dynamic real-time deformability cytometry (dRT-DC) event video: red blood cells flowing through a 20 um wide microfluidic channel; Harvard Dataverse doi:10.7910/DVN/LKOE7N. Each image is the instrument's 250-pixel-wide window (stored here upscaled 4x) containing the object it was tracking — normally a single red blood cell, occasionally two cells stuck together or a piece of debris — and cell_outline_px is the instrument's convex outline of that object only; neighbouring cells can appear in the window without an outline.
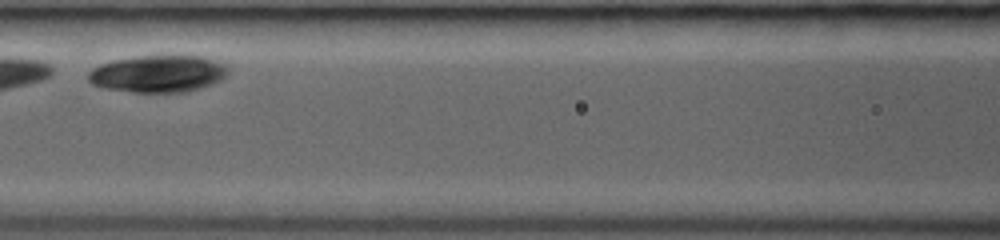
{"species": "common noctule bat (a hibernating species)", "species_latin": "Nyctalus noctula", "temperature_condition": "room temperature", "stored_images_in_passage": 10, "camera_frame_rate_fps": 3000, "um_per_image_px": 0.085, "animal": {"sex": "female", "body_mass_g": 19.0, "forearm_length_mm": 53.3}, "frame": {"image": 1, "passage_image": 4, "time_ms": 2.667, "image_size_px": [1000, 240], "cell_outline_px": [[228, 72], [220, 80], [212, 84], [200, 88], [184, 92], [132, 92], [104, 88], [92, 84], [88, 80], [88, 72], [92, 68], [100, 64], [112, 60], [136, 56], [200, 56], [216, 60], [228, 64]], "centroid_in_image_um": [13.43, 6.26], "position_along_channel_um": 153.2, "area_um2": 30.35}}